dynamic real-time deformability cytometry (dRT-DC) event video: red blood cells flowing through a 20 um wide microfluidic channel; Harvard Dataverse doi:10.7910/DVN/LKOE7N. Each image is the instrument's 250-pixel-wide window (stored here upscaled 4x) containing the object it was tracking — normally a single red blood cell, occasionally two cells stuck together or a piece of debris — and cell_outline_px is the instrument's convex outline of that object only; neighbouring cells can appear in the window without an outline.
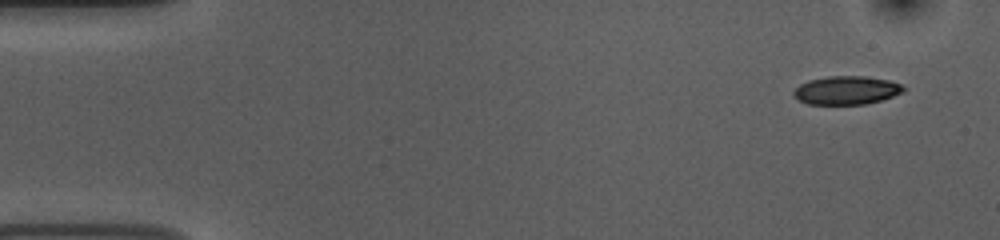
{"species": "common noctule bat (a hibernating species)", "species_latin": "Nyctalus noctula", "temperature_condition": "room temperature", "stored_images_in_passage": 51, "camera_frame_rate_fps": 3000, "um_per_image_px": 0.085, "animal": {"sex": "female", "body_mass_g": 10.0, "forearm_length_mm": 53.1}, "frame": {"image": 1, "passage_image": 1, "time_ms": 0.0, "image_size_px": [1000, 240], "cell_outline_px": [[904, 92], [880, 100], [864, 104], [808, 104], [792, 96], [792, 92], [800, 84], [808, 80], [828, 76], [864, 76], [888, 80], [900, 84], [904, 88]], "centroid_in_image_um": [71.91, 7.67], "position_along_channel_um": 13.1, "area_um2": 18.09}}
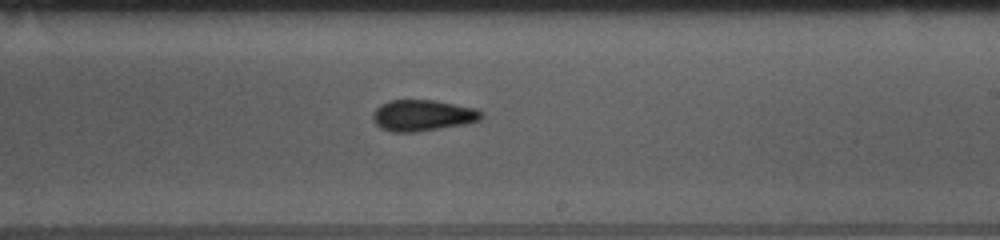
{"frame": {"image": 2, "passage_image": 29, "time_ms": 9.333, "image_size_px": [1000, 240], "cell_outline_px": [[484, 116], [480, 120], [464, 124], [416, 132], [392, 132], [380, 128], [372, 120], [372, 112], [380, 104], [388, 100], [432, 100], [476, 108], [484, 112]], "centroid_in_image_um": [35.9, 9.81], "position_along_channel_um": 253.1, "area_um2": 19.88}}
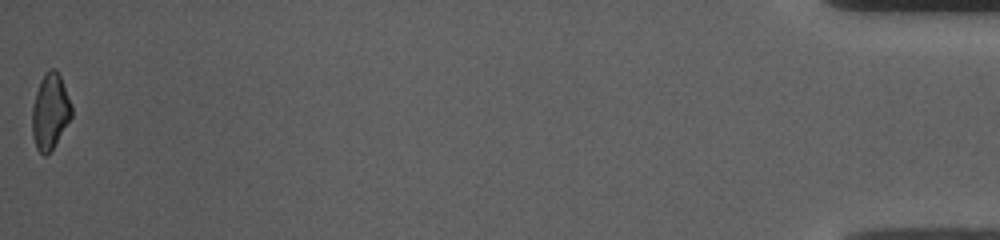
{"frame": {"image": 3, "passage_image": 51, "time_ms": 16.667, "image_size_px": [1000, 240], "cell_outline_px": [[72, 116], [52, 148], [44, 156], [36, 148], [32, 136], [32, 104], [40, 80], [44, 72], [48, 68], [56, 68], [60, 76], [72, 104]], "centroid_in_image_um": [4.25, 9.43], "position_along_channel_um": 431.0, "area_um2": 17.4}, "authors_computed_cell_mechanics": {"area_um2": 18.9584, "velocity_mm_per_s": 3.7379, "shape_relaxation_time_tau1_ms": 3.8958, "shape_relaxation_time_tau2_ms": 3.02, "deformation_change_tau1": 0.131, "deformation_change_tau2": 0.1058}}